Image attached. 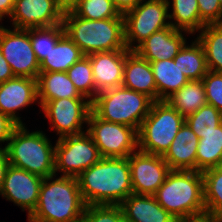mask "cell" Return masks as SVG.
<instances>
[{
    "mask_svg": "<svg viewBox=\"0 0 222 222\" xmlns=\"http://www.w3.org/2000/svg\"><path fill=\"white\" fill-rule=\"evenodd\" d=\"M77 181L86 205H120L133 193L128 158H101Z\"/></svg>",
    "mask_w": 222,
    "mask_h": 222,
    "instance_id": "cell-1",
    "label": "cell"
},
{
    "mask_svg": "<svg viewBox=\"0 0 222 222\" xmlns=\"http://www.w3.org/2000/svg\"><path fill=\"white\" fill-rule=\"evenodd\" d=\"M43 178L37 206L29 222H82L84 203L76 177ZM53 180V181H52Z\"/></svg>",
    "mask_w": 222,
    "mask_h": 222,
    "instance_id": "cell-2",
    "label": "cell"
},
{
    "mask_svg": "<svg viewBox=\"0 0 222 222\" xmlns=\"http://www.w3.org/2000/svg\"><path fill=\"white\" fill-rule=\"evenodd\" d=\"M66 35L80 48L84 56L97 52L128 50L125 45L124 18L89 20L72 10L64 12Z\"/></svg>",
    "mask_w": 222,
    "mask_h": 222,
    "instance_id": "cell-3",
    "label": "cell"
},
{
    "mask_svg": "<svg viewBox=\"0 0 222 222\" xmlns=\"http://www.w3.org/2000/svg\"><path fill=\"white\" fill-rule=\"evenodd\" d=\"M153 196L175 218L206 213L204 181L199 171L170 170Z\"/></svg>",
    "mask_w": 222,
    "mask_h": 222,
    "instance_id": "cell-4",
    "label": "cell"
},
{
    "mask_svg": "<svg viewBox=\"0 0 222 222\" xmlns=\"http://www.w3.org/2000/svg\"><path fill=\"white\" fill-rule=\"evenodd\" d=\"M42 131L19 125L5 146L10 165L46 178L55 175V145Z\"/></svg>",
    "mask_w": 222,
    "mask_h": 222,
    "instance_id": "cell-5",
    "label": "cell"
},
{
    "mask_svg": "<svg viewBox=\"0 0 222 222\" xmlns=\"http://www.w3.org/2000/svg\"><path fill=\"white\" fill-rule=\"evenodd\" d=\"M153 102L146 94L120 86L98 93L91 110L105 121L127 125L138 132Z\"/></svg>",
    "mask_w": 222,
    "mask_h": 222,
    "instance_id": "cell-6",
    "label": "cell"
},
{
    "mask_svg": "<svg viewBox=\"0 0 222 222\" xmlns=\"http://www.w3.org/2000/svg\"><path fill=\"white\" fill-rule=\"evenodd\" d=\"M185 118L166 101H154L137 132L138 150L164 156Z\"/></svg>",
    "mask_w": 222,
    "mask_h": 222,
    "instance_id": "cell-7",
    "label": "cell"
},
{
    "mask_svg": "<svg viewBox=\"0 0 222 222\" xmlns=\"http://www.w3.org/2000/svg\"><path fill=\"white\" fill-rule=\"evenodd\" d=\"M170 4V0H142L123 15L125 45L128 50L134 51L152 33L171 26L169 20L166 22L169 19ZM135 42L138 44L132 45Z\"/></svg>",
    "mask_w": 222,
    "mask_h": 222,
    "instance_id": "cell-8",
    "label": "cell"
},
{
    "mask_svg": "<svg viewBox=\"0 0 222 222\" xmlns=\"http://www.w3.org/2000/svg\"><path fill=\"white\" fill-rule=\"evenodd\" d=\"M86 132L94 141L102 158H128L138 149L137 131L127 125L105 121L92 110Z\"/></svg>",
    "mask_w": 222,
    "mask_h": 222,
    "instance_id": "cell-9",
    "label": "cell"
},
{
    "mask_svg": "<svg viewBox=\"0 0 222 222\" xmlns=\"http://www.w3.org/2000/svg\"><path fill=\"white\" fill-rule=\"evenodd\" d=\"M102 157L87 132L58 138L55 144V175L78 177Z\"/></svg>",
    "mask_w": 222,
    "mask_h": 222,
    "instance_id": "cell-10",
    "label": "cell"
},
{
    "mask_svg": "<svg viewBox=\"0 0 222 222\" xmlns=\"http://www.w3.org/2000/svg\"><path fill=\"white\" fill-rule=\"evenodd\" d=\"M0 48L14 76L38 79L40 63L32 48L30 29H7L0 25Z\"/></svg>",
    "mask_w": 222,
    "mask_h": 222,
    "instance_id": "cell-11",
    "label": "cell"
},
{
    "mask_svg": "<svg viewBox=\"0 0 222 222\" xmlns=\"http://www.w3.org/2000/svg\"><path fill=\"white\" fill-rule=\"evenodd\" d=\"M85 100V101H84ZM45 117L49 119L52 129L59 138L78 135L85 132L82 124L88 121L91 101L87 98H61L47 101L42 107Z\"/></svg>",
    "mask_w": 222,
    "mask_h": 222,
    "instance_id": "cell-12",
    "label": "cell"
},
{
    "mask_svg": "<svg viewBox=\"0 0 222 222\" xmlns=\"http://www.w3.org/2000/svg\"><path fill=\"white\" fill-rule=\"evenodd\" d=\"M133 194L154 195L170 168L163 156L137 150L128 156Z\"/></svg>",
    "mask_w": 222,
    "mask_h": 222,
    "instance_id": "cell-13",
    "label": "cell"
},
{
    "mask_svg": "<svg viewBox=\"0 0 222 222\" xmlns=\"http://www.w3.org/2000/svg\"><path fill=\"white\" fill-rule=\"evenodd\" d=\"M63 15L57 0H15L10 18L12 27L30 29L60 25Z\"/></svg>",
    "mask_w": 222,
    "mask_h": 222,
    "instance_id": "cell-14",
    "label": "cell"
},
{
    "mask_svg": "<svg viewBox=\"0 0 222 222\" xmlns=\"http://www.w3.org/2000/svg\"><path fill=\"white\" fill-rule=\"evenodd\" d=\"M42 182V177L10 165L0 195L27 210L29 216L37 206Z\"/></svg>",
    "mask_w": 222,
    "mask_h": 222,
    "instance_id": "cell-15",
    "label": "cell"
},
{
    "mask_svg": "<svg viewBox=\"0 0 222 222\" xmlns=\"http://www.w3.org/2000/svg\"><path fill=\"white\" fill-rule=\"evenodd\" d=\"M38 101L37 79L18 77L0 84V112L24 125L16 112Z\"/></svg>",
    "mask_w": 222,
    "mask_h": 222,
    "instance_id": "cell-16",
    "label": "cell"
},
{
    "mask_svg": "<svg viewBox=\"0 0 222 222\" xmlns=\"http://www.w3.org/2000/svg\"><path fill=\"white\" fill-rule=\"evenodd\" d=\"M87 57L91 62L97 94L122 85L126 50L97 52Z\"/></svg>",
    "mask_w": 222,
    "mask_h": 222,
    "instance_id": "cell-17",
    "label": "cell"
},
{
    "mask_svg": "<svg viewBox=\"0 0 222 222\" xmlns=\"http://www.w3.org/2000/svg\"><path fill=\"white\" fill-rule=\"evenodd\" d=\"M182 32L169 26L152 33L134 51L149 62L174 59L186 42Z\"/></svg>",
    "mask_w": 222,
    "mask_h": 222,
    "instance_id": "cell-18",
    "label": "cell"
},
{
    "mask_svg": "<svg viewBox=\"0 0 222 222\" xmlns=\"http://www.w3.org/2000/svg\"><path fill=\"white\" fill-rule=\"evenodd\" d=\"M121 86L146 94L153 101H157V86L150 62L140 57L135 51L126 50Z\"/></svg>",
    "mask_w": 222,
    "mask_h": 222,
    "instance_id": "cell-19",
    "label": "cell"
},
{
    "mask_svg": "<svg viewBox=\"0 0 222 222\" xmlns=\"http://www.w3.org/2000/svg\"><path fill=\"white\" fill-rule=\"evenodd\" d=\"M199 138L184 122L172 141L169 150L163 156L170 170L196 171V155Z\"/></svg>",
    "mask_w": 222,
    "mask_h": 222,
    "instance_id": "cell-20",
    "label": "cell"
},
{
    "mask_svg": "<svg viewBox=\"0 0 222 222\" xmlns=\"http://www.w3.org/2000/svg\"><path fill=\"white\" fill-rule=\"evenodd\" d=\"M120 206L124 218L130 222H174L176 219L156 201L153 195L132 193Z\"/></svg>",
    "mask_w": 222,
    "mask_h": 222,
    "instance_id": "cell-21",
    "label": "cell"
},
{
    "mask_svg": "<svg viewBox=\"0 0 222 222\" xmlns=\"http://www.w3.org/2000/svg\"><path fill=\"white\" fill-rule=\"evenodd\" d=\"M37 90L40 107L50 100L86 98L78 92L67 72H40L37 79Z\"/></svg>",
    "mask_w": 222,
    "mask_h": 222,
    "instance_id": "cell-22",
    "label": "cell"
},
{
    "mask_svg": "<svg viewBox=\"0 0 222 222\" xmlns=\"http://www.w3.org/2000/svg\"><path fill=\"white\" fill-rule=\"evenodd\" d=\"M150 65L157 86V101H165L189 81L173 59L152 61Z\"/></svg>",
    "mask_w": 222,
    "mask_h": 222,
    "instance_id": "cell-23",
    "label": "cell"
},
{
    "mask_svg": "<svg viewBox=\"0 0 222 222\" xmlns=\"http://www.w3.org/2000/svg\"><path fill=\"white\" fill-rule=\"evenodd\" d=\"M84 54L64 33L40 63V72H66Z\"/></svg>",
    "mask_w": 222,
    "mask_h": 222,
    "instance_id": "cell-24",
    "label": "cell"
},
{
    "mask_svg": "<svg viewBox=\"0 0 222 222\" xmlns=\"http://www.w3.org/2000/svg\"><path fill=\"white\" fill-rule=\"evenodd\" d=\"M165 101L186 118L207 104L202 80H189Z\"/></svg>",
    "mask_w": 222,
    "mask_h": 222,
    "instance_id": "cell-25",
    "label": "cell"
},
{
    "mask_svg": "<svg viewBox=\"0 0 222 222\" xmlns=\"http://www.w3.org/2000/svg\"><path fill=\"white\" fill-rule=\"evenodd\" d=\"M222 166V123L214 131L202 134L196 155V171Z\"/></svg>",
    "mask_w": 222,
    "mask_h": 222,
    "instance_id": "cell-26",
    "label": "cell"
},
{
    "mask_svg": "<svg viewBox=\"0 0 222 222\" xmlns=\"http://www.w3.org/2000/svg\"><path fill=\"white\" fill-rule=\"evenodd\" d=\"M173 60L189 80H202L209 71L204 49L198 39L190 46L185 42Z\"/></svg>",
    "mask_w": 222,
    "mask_h": 222,
    "instance_id": "cell-27",
    "label": "cell"
},
{
    "mask_svg": "<svg viewBox=\"0 0 222 222\" xmlns=\"http://www.w3.org/2000/svg\"><path fill=\"white\" fill-rule=\"evenodd\" d=\"M172 13H169L170 25L187 34L199 32L205 25L200 20L197 0H172Z\"/></svg>",
    "mask_w": 222,
    "mask_h": 222,
    "instance_id": "cell-28",
    "label": "cell"
},
{
    "mask_svg": "<svg viewBox=\"0 0 222 222\" xmlns=\"http://www.w3.org/2000/svg\"><path fill=\"white\" fill-rule=\"evenodd\" d=\"M197 37L209 71L222 73V24H206Z\"/></svg>",
    "mask_w": 222,
    "mask_h": 222,
    "instance_id": "cell-29",
    "label": "cell"
},
{
    "mask_svg": "<svg viewBox=\"0 0 222 222\" xmlns=\"http://www.w3.org/2000/svg\"><path fill=\"white\" fill-rule=\"evenodd\" d=\"M206 213L214 219L222 217V166L202 172Z\"/></svg>",
    "mask_w": 222,
    "mask_h": 222,
    "instance_id": "cell-30",
    "label": "cell"
},
{
    "mask_svg": "<svg viewBox=\"0 0 222 222\" xmlns=\"http://www.w3.org/2000/svg\"><path fill=\"white\" fill-rule=\"evenodd\" d=\"M66 72L78 92L92 102L97 95V90L95 89L90 59L83 56Z\"/></svg>",
    "mask_w": 222,
    "mask_h": 222,
    "instance_id": "cell-31",
    "label": "cell"
},
{
    "mask_svg": "<svg viewBox=\"0 0 222 222\" xmlns=\"http://www.w3.org/2000/svg\"><path fill=\"white\" fill-rule=\"evenodd\" d=\"M64 33L63 24L46 28H30L32 48L39 63L44 60L51 47H54Z\"/></svg>",
    "mask_w": 222,
    "mask_h": 222,
    "instance_id": "cell-32",
    "label": "cell"
},
{
    "mask_svg": "<svg viewBox=\"0 0 222 222\" xmlns=\"http://www.w3.org/2000/svg\"><path fill=\"white\" fill-rule=\"evenodd\" d=\"M185 122L200 139L202 134L214 131L222 123V113L214 106L206 104L187 116Z\"/></svg>",
    "mask_w": 222,
    "mask_h": 222,
    "instance_id": "cell-33",
    "label": "cell"
},
{
    "mask_svg": "<svg viewBox=\"0 0 222 222\" xmlns=\"http://www.w3.org/2000/svg\"><path fill=\"white\" fill-rule=\"evenodd\" d=\"M72 11L77 16L89 20L124 18L116 9L113 0H83Z\"/></svg>",
    "mask_w": 222,
    "mask_h": 222,
    "instance_id": "cell-34",
    "label": "cell"
},
{
    "mask_svg": "<svg viewBox=\"0 0 222 222\" xmlns=\"http://www.w3.org/2000/svg\"><path fill=\"white\" fill-rule=\"evenodd\" d=\"M123 218L120 205H86L82 222H120Z\"/></svg>",
    "mask_w": 222,
    "mask_h": 222,
    "instance_id": "cell-35",
    "label": "cell"
},
{
    "mask_svg": "<svg viewBox=\"0 0 222 222\" xmlns=\"http://www.w3.org/2000/svg\"><path fill=\"white\" fill-rule=\"evenodd\" d=\"M207 104L222 113V73L208 71L202 79Z\"/></svg>",
    "mask_w": 222,
    "mask_h": 222,
    "instance_id": "cell-36",
    "label": "cell"
},
{
    "mask_svg": "<svg viewBox=\"0 0 222 222\" xmlns=\"http://www.w3.org/2000/svg\"><path fill=\"white\" fill-rule=\"evenodd\" d=\"M201 22L206 24L222 23V6L219 0H197Z\"/></svg>",
    "mask_w": 222,
    "mask_h": 222,
    "instance_id": "cell-37",
    "label": "cell"
},
{
    "mask_svg": "<svg viewBox=\"0 0 222 222\" xmlns=\"http://www.w3.org/2000/svg\"><path fill=\"white\" fill-rule=\"evenodd\" d=\"M19 125L13 121L9 116L4 115L0 112V142L8 143L14 130Z\"/></svg>",
    "mask_w": 222,
    "mask_h": 222,
    "instance_id": "cell-38",
    "label": "cell"
},
{
    "mask_svg": "<svg viewBox=\"0 0 222 222\" xmlns=\"http://www.w3.org/2000/svg\"><path fill=\"white\" fill-rule=\"evenodd\" d=\"M14 77L12 69L4 58L0 48V84Z\"/></svg>",
    "mask_w": 222,
    "mask_h": 222,
    "instance_id": "cell-39",
    "label": "cell"
},
{
    "mask_svg": "<svg viewBox=\"0 0 222 222\" xmlns=\"http://www.w3.org/2000/svg\"><path fill=\"white\" fill-rule=\"evenodd\" d=\"M10 166L6 147H0V190L2 188L6 172Z\"/></svg>",
    "mask_w": 222,
    "mask_h": 222,
    "instance_id": "cell-40",
    "label": "cell"
},
{
    "mask_svg": "<svg viewBox=\"0 0 222 222\" xmlns=\"http://www.w3.org/2000/svg\"><path fill=\"white\" fill-rule=\"evenodd\" d=\"M142 0H113L116 9L124 15L131 9H134Z\"/></svg>",
    "mask_w": 222,
    "mask_h": 222,
    "instance_id": "cell-41",
    "label": "cell"
},
{
    "mask_svg": "<svg viewBox=\"0 0 222 222\" xmlns=\"http://www.w3.org/2000/svg\"><path fill=\"white\" fill-rule=\"evenodd\" d=\"M174 222H215V219L209 214L204 213L198 216L176 218Z\"/></svg>",
    "mask_w": 222,
    "mask_h": 222,
    "instance_id": "cell-42",
    "label": "cell"
},
{
    "mask_svg": "<svg viewBox=\"0 0 222 222\" xmlns=\"http://www.w3.org/2000/svg\"><path fill=\"white\" fill-rule=\"evenodd\" d=\"M15 0H0V22L4 17L11 16Z\"/></svg>",
    "mask_w": 222,
    "mask_h": 222,
    "instance_id": "cell-43",
    "label": "cell"
},
{
    "mask_svg": "<svg viewBox=\"0 0 222 222\" xmlns=\"http://www.w3.org/2000/svg\"><path fill=\"white\" fill-rule=\"evenodd\" d=\"M60 8L66 12L71 11L76 5L83 0H57Z\"/></svg>",
    "mask_w": 222,
    "mask_h": 222,
    "instance_id": "cell-44",
    "label": "cell"
},
{
    "mask_svg": "<svg viewBox=\"0 0 222 222\" xmlns=\"http://www.w3.org/2000/svg\"><path fill=\"white\" fill-rule=\"evenodd\" d=\"M215 222H222V217L215 219Z\"/></svg>",
    "mask_w": 222,
    "mask_h": 222,
    "instance_id": "cell-45",
    "label": "cell"
},
{
    "mask_svg": "<svg viewBox=\"0 0 222 222\" xmlns=\"http://www.w3.org/2000/svg\"><path fill=\"white\" fill-rule=\"evenodd\" d=\"M120 222H130V221H128L125 218H123Z\"/></svg>",
    "mask_w": 222,
    "mask_h": 222,
    "instance_id": "cell-46",
    "label": "cell"
}]
</instances>
